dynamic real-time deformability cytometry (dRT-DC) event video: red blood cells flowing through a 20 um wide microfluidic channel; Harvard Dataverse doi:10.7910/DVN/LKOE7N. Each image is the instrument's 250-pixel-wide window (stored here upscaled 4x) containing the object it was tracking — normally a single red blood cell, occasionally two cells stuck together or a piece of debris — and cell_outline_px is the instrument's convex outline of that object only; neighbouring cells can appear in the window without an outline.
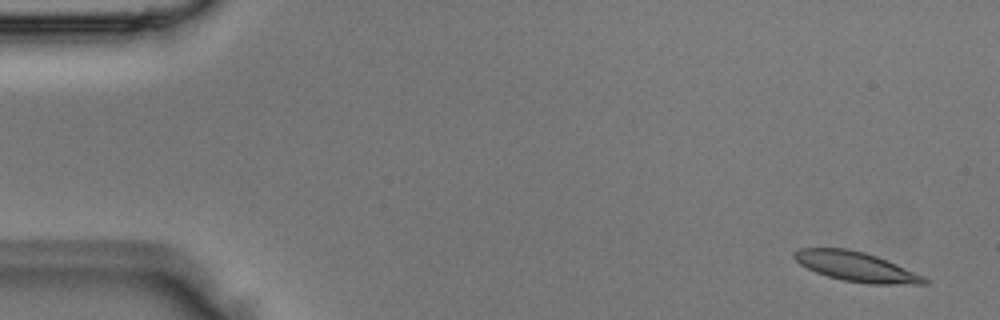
{"species": "Egyptian fruit bat (a non-hibernating species)", "species_latin": "Rousettus aegyptiacus", "temperature_condition": "room temperature", "stored_images_in_passage": 3, "camera_frame_rate_fps": 3000, "um_per_image_px": 0.085, "animal": {"sex": "male"}, "frame": {"image": 1, "passage_image": 1, "time_ms": 0.0, "image_size_px": [1000, 320], "cell_outline_px": [[928, 284], [868, 284], [844, 280], [828, 276], [816, 272], [800, 264], [792, 256], [792, 252], [800, 248], [848, 248], [864, 252], [888, 260], [924, 276], [928, 280]], "centroid_in_image_um": [72.77, 22.66], "position_along_channel_um": 12.2, "area_um2": 22.43}}